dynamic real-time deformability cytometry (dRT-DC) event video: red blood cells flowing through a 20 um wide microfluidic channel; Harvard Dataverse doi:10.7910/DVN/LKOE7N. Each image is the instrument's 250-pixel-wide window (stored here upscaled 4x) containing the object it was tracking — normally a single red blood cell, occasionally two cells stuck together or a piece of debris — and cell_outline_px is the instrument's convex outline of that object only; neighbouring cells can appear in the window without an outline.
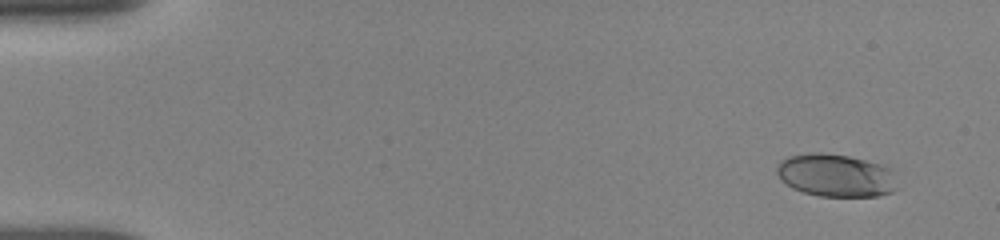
{"species": "human", "species_latin": "Homo sapiens", "temperature_condition": "room temperature", "stored_images_in_passage": 22, "camera_frame_rate_fps": 3000, "um_per_image_px": 0.085, "donor": {"sex": "female"}, "frame": {"image": 1, "passage_image": 2, "time_ms": 0.667, "image_size_px": [1000, 240], "cell_outline_px": [[900, 188], [892, 192], [880, 196], [820, 196], [804, 192], [792, 188], [780, 180], [776, 172], [776, 168], [780, 160], [788, 156], [808, 152], [820, 152], [848, 156], [884, 164], [892, 168]], "centroid_in_image_um": [71.08, 14.9], "position_along_channel_um": 13.9, "area_um2": 30.75}}
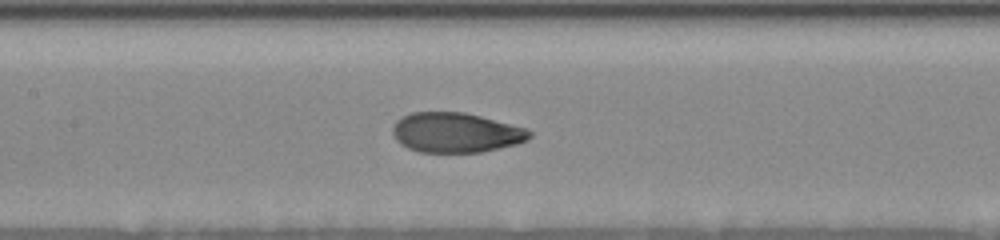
{"frame": {"image": 2, "passage_image": 16, "time_ms": 8.0, "image_size_px": [1000, 240], "cell_outline_px": [[532, 136], [528, 140], [516, 144], [480, 152], [420, 152], [408, 148], [400, 144], [396, 140], [392, 132], [392, 128], [396, 120], [412, 112], [464, 112], [528, 128], [532, 132]], "centroid_in_image_um": [38.75, 11.27], "position_along_channel_um": 168.6, "area_um2": 31.85}}
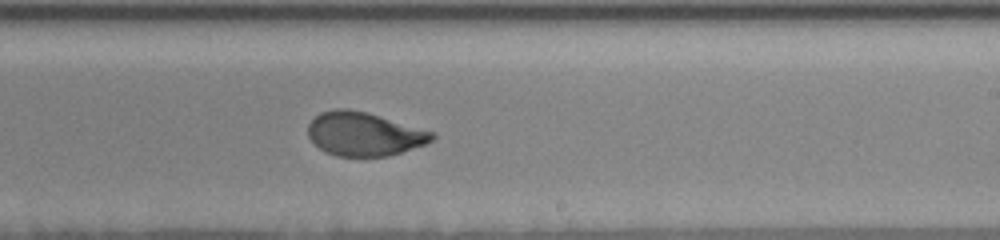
{"frame": {"image": 3, "passage_image": 22, "time_ms": 10.333, "image_size_px": [1000, 240], "cell_outline_px": [[436, 136], [432, 140], [424, 144], [388, 156], [336, 156], [324, 152], [308, 136], [308, 124], [320, 112], [336, 108], [348, 108], [368, 112], [436, 132]], "centroid_in_image_um": [30.95, 11.37], "position_along_channel_um": 258.0, "area_um2": 31.67}}